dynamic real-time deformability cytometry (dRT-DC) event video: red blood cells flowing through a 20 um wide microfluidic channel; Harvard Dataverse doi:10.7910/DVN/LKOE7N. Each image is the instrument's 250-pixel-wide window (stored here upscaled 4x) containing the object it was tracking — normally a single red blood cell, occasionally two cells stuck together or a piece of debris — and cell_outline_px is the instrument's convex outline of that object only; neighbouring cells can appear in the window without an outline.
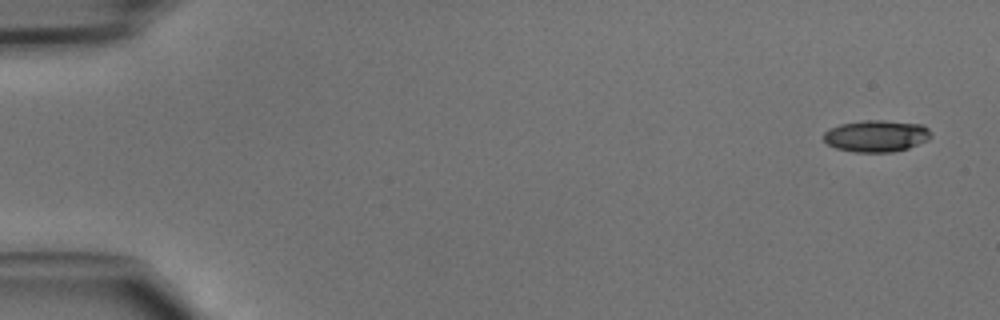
{"species": "common noctule bat (a hibernating species)", "species_latin": "Nyctalus noctula", "temperature_condition": "cold", "stored_images_in_passage": 46, "camera_frame_rate_fps": 3000, "um_per_image_px": 0.085, "animal": {"sex": "male", "body_mass_g": 15.6}, "frame": {"image": 1, "passage_image": 1, "time_ms": 0.0, "image_size_px": [1000, 320], "cell_outline_px": [[932, 136], [928, 140], [908, 148], [892, 152], [856, 152], [836, 148], [828, 144], [824, 140], [824, 132], [828, 128], [840, 124], [864, 120], [884, 120], [924, 124], [932, 132]], "centroid_in_image_um": [74.51, 11.54], "position_along_channel_um": 10.5, "area_um2": 20.06}}
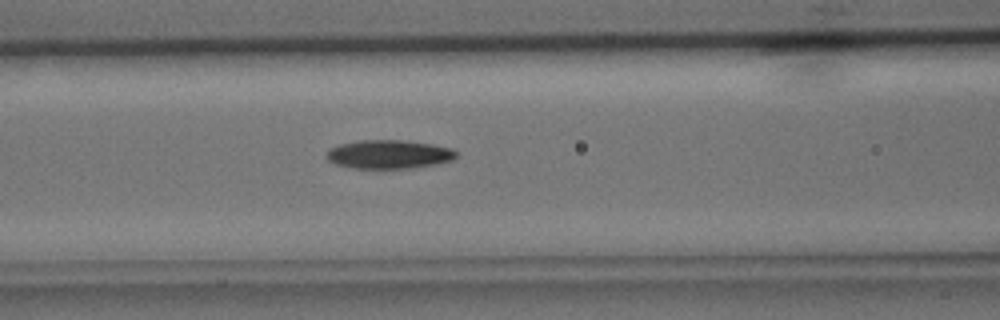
{"frame": {"image": 2, "passage_image": 19, "time_ms": 6.0, "image_size_px": [1000, 320], "cell_outline_px": [[456, 156], [452, 160], [436, 164], [416, 168], [352, 168], [336, 164], [328, 160], [328, 148], [340, 144], [360, 140], [400, 140], [432, 144], [452, 148], [456, 152]], "centroid_in_image_um": [33.06, 13.12], "position_along_channel_um": 133.5, "area_um2": 21.62}}
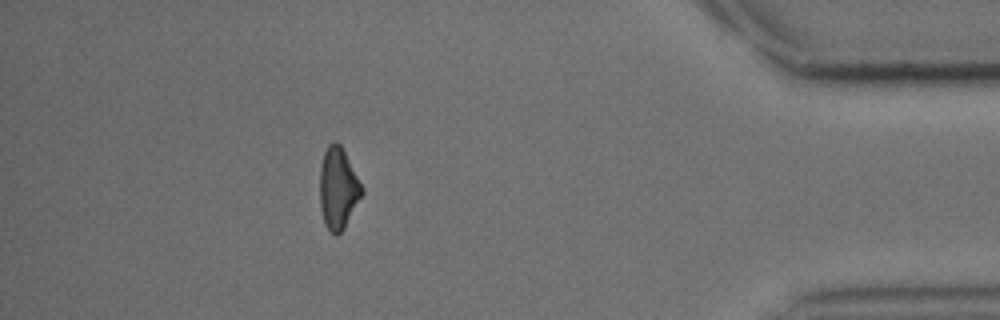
{"frame": {"image": 3, "passage_image": 41, "time_ms": 13.333, "image_size_px": [1000, 320], "cell_outline_px": [[364, 192], [344, 228], [336, 236], [324, 224], [320, 208], [320, 168], [324, 152], [328, 144], [336, 140], [340, 144], [364, 188]], "centroid_in_image_um": [28.74, 16.0], "position_along_channel_um": 406.5, "area_um2": 19.94}}